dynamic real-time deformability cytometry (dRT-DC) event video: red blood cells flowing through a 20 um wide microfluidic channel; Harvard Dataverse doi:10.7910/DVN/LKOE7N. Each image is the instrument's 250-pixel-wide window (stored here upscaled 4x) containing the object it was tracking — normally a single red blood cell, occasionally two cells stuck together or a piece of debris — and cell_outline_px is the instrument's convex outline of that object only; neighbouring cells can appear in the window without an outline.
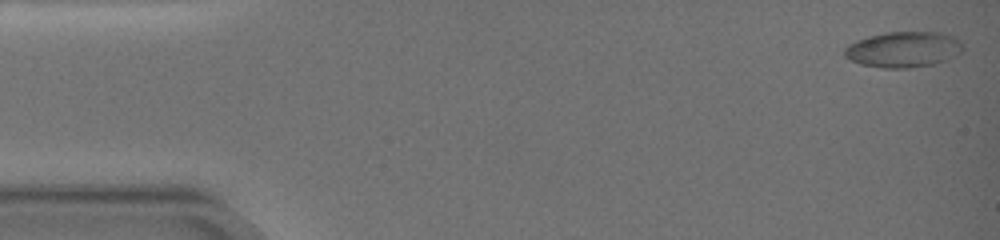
{"species": "common noctule bat (a hibernating species)", "species_latin": "Nyctalus noctula", "temperature_condition": "warm", "stored_images_in_passage": 8, "camera_frame_rate_fps": 3000, "um_per_image_px": 0.085, "animal": {"sex": "female", "body_mass_g": 19.0, "forearm_length_mm": 51.5}, "frame": {"image": 1, "passage_image": 1, "time_ms": 0.0, "image_size_px": [1000, 240], "cell_outline_px": [[964, 48], [960, 52], [948, 60], [932, 64], [908, 68], [884, 68], [860, 64], [844, 56], [844, 48], [848, 44], [856, 40], [884, 32], [940, 32], [956, 36], [964, 44]], "centroid_in_image_um": [76.82, 4.19], "position_along_channel_um": 8.2, "area_um2": 24.85}}
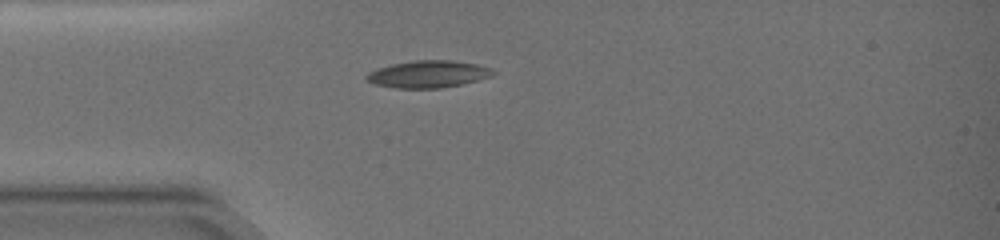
{"frame": {"image": 2, "passage_image": 6, "time_ms": 4.667, "image_size_px": [1000, 240], "cell_outline_px": [[496, 72], [492, 76], [460, 84], [440, 88], [396, 88], [376, 84], [364, 80], [364, 76], [368, 72], [376, 68], [392, 64], [412, 60], [452, 60], [476, 64], [492, 68]], "centroid_in_image_um": [36.35, 6.29], "position_along_channel_um": 48.6, "area_um2": 20.06}}